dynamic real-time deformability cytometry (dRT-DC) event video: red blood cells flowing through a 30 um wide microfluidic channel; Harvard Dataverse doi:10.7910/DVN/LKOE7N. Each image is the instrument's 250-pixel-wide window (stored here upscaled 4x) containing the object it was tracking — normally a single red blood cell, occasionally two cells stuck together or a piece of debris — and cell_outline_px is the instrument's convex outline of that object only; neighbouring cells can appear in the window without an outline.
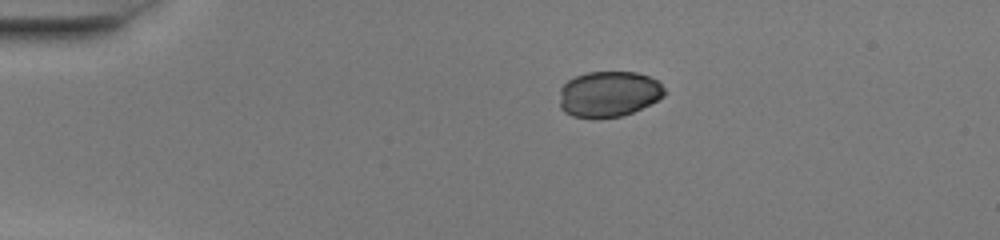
{"species": "common noctule bat (a hibernating species)", "species_latin": "Nyctalus noctula", "temperature_condition": "warm", "stored_images_in_passage": 41, "camera_frame_rate_fps": 3000, "um_per_image_px": 0.085, "animal": {"sex": "female", "body_mass_g": 20.0, "forearm_length_mm": 54.0}, "frame": {"image": 1, "passage_image": 1, "time_ms": 0.0, "image_size_px": [1000, 240], "cell_outline_px": [[668, 92], [664, 96], [632, 112], [620, 116], [572, 116], [564, 112], [560, 108], [560, 88], [568, 80], [576, 76], [588, 72], [636, 72], [660, 80]], "centroid_in_image_um": [51.77, 7.95], "position_along_channel_um": 33.2, "area_um2": 27.74}}
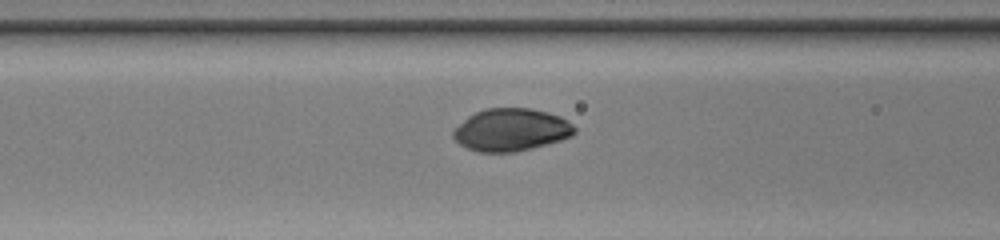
{"frame": {"image": 2, "passage_image": 12, "time_ms": 3.667, "image_size_px": [1000, 240], "cell_outline_px": [[576, 132], [572, 136], [560, 140], [532, 148], [516, 152], [480, 152], [468, 148], [460, 144], [452, 136], [452, 132], [468, 116], [484, 108], [528, 108], [548, 112], [560, 116], [568, 120], [576, 128]], "centroid_in_image_um": [43.47, 11.03], "position_along_channel_um": 123.1, "area_um2": 30.0}}
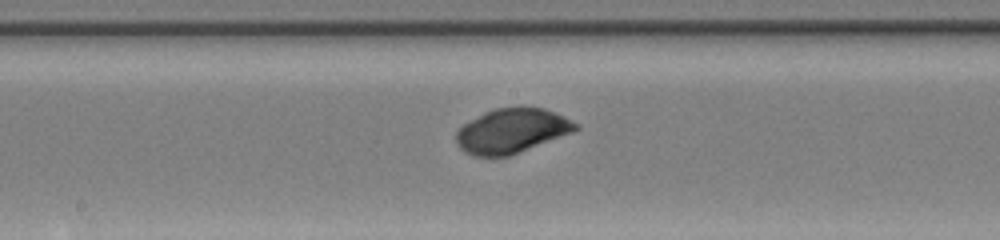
{"frame": {"image": 3, "passage_image": 18, "time_ms": 5.667, "image_size_px": [1000, 240], "cell_outline_px": [[580, 128], [572, 132], [508, 156], [472, 156], [464, 152], [456, 144], [456, 132], [464, 124], [484, 112], [496, 108], [544, 108], [556, 112], [580, 124]], "centroid_in_image_um": [43.49, 11.12], "position_along_channel_um": 204.7, "area_um2": 30.69}}